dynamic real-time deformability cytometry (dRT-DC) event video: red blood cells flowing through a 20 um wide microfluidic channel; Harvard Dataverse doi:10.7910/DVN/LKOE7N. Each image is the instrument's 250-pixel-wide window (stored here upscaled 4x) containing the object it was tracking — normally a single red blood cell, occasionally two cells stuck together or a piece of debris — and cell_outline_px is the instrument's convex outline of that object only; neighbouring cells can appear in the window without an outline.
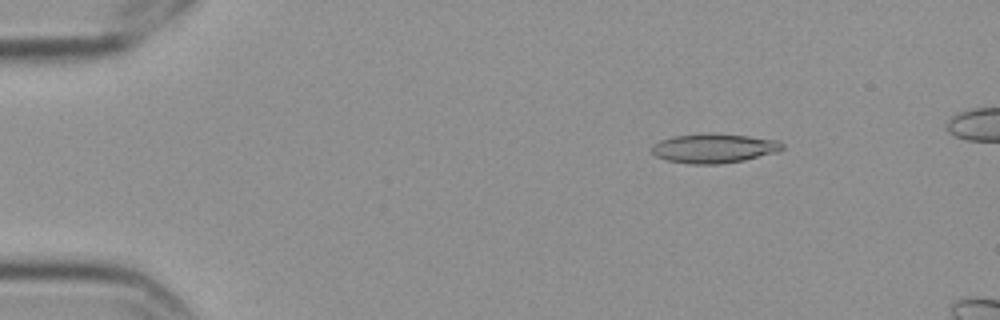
{"species": "Egyptian fruit bat (a non-hibernating species)", "species_latin": "Rousettus aegyptiacus", "temperature_condition": "cold", "stored_images_in_passage": 4, "camera_frame_rate_fps": 3000, "um_per_image_px": 0.085, "frame": {"image": 1, "passage_image": 1, "time_ms": 0.0, "image_size_px": [1000, 320], "cell_outline_px": [[784, 148], [780, 152], [744, 160], [720, 164], [688, 164], [668, 160], [656, 156], [652, 152], [652, 144], [660, 140], [672, 136], [704, 132], [712, 132], [748, 136], [780, 140], [784, 144]], "centroid_in_image_um": [60.72, 12.59], "position_along_channel_um": 24.3, "area_um2": 22.83}}